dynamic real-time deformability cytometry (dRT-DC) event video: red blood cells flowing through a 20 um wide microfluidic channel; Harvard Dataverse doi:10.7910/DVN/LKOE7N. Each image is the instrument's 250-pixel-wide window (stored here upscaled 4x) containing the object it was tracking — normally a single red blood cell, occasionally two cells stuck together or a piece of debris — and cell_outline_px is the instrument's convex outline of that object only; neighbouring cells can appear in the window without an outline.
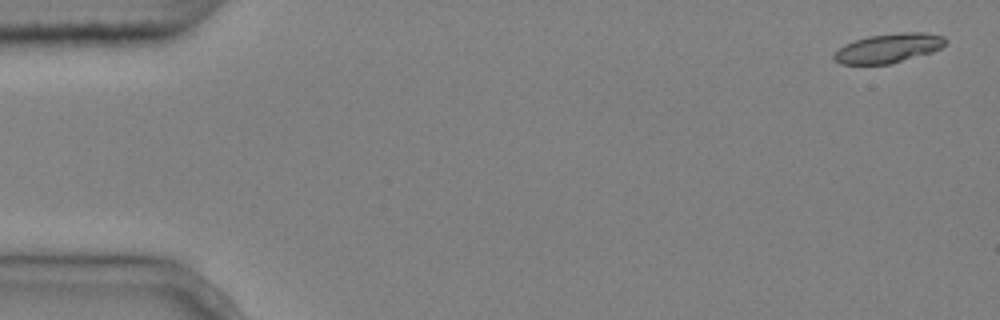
{"species": "common noctule bat (a hibernating species)", "species_latin": "Nyctalus noctula", "temperature_condition": "cold", "stored_images_in_passage": 5, "camera_frame_rate_fps": 3000, "um_per_image_px": 0.085, "animal": {"sex": "male", "body_mass_g": 20.4}, "frame": {"image": 1, "passage_image": 1, "time_ms": 0.0, "image_size_px": [1000, 320], "cell_outline_px": [[948, 40], [940, 48], [932, 52], [892, 64], [840, 64], [832, 60], [832, 56], [844, 44], [868, 36], [904, 32], [924, 32], [944, 36]], "centroid_in_image_um": [75.52, 4.1], "position_along_channel_um": 9.5, "area_um2": 19.07}}
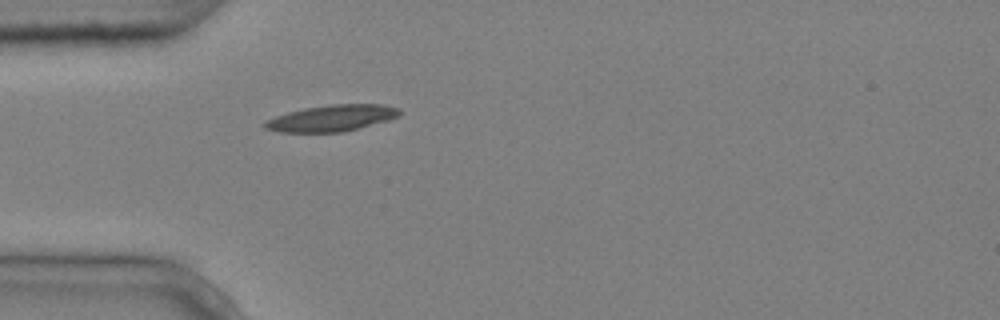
{"frame": {"image": 2, "passage_image": 5, "time_ms": 1.333, "image_size_px": [1000, 320], "cell_outline_px": [[400, 112], [396, 116], [388, 120], [360, 128], [344, 132], [280, 132], [264, 128], [260, 124], [264, 120], [288, 112], [304, 108], [332, 104], [384, 104], [400, 108]], "centroid_in_image_um": [28.16, 10.04], "position_along_channel_um": 56.8, "area_um2": 20.81}}